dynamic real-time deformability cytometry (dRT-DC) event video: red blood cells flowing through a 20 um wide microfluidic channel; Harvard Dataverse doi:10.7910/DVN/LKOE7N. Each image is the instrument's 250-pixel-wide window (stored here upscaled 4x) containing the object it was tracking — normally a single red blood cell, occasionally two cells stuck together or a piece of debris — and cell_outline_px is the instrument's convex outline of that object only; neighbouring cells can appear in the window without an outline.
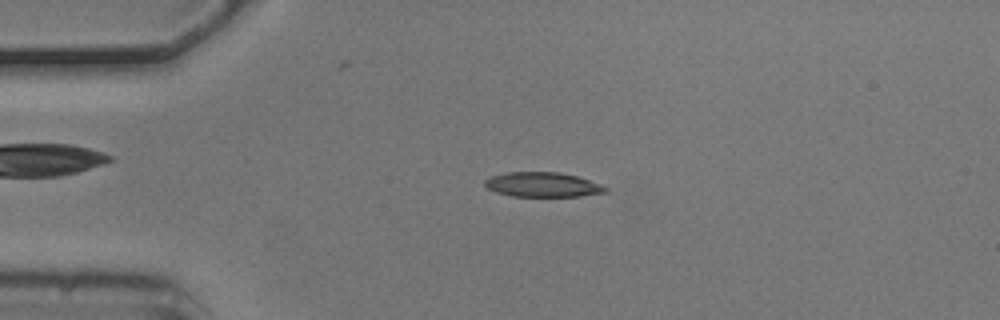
{"species": "common noctule bat (a hibernating species)", "species_latin": "Nyctalus noctula", "temperature_condition": "cold", "stored_images_in_passage": 2, "camera_frame_rate_fps": 3000, "um_per_image_px": 0.085, "animal": {"sex": "male", "body_mass_g": 20.5, "forearm_length_mm": 52.5}, "frame": {"image": 1, "passage_image": 1, "time_ms": 0.0, "image_size_px": [1000, 320], "cell_outline_px": [[608, 192], [580, 196], [512, 196], [496, 192], [488, 188], [484, 184], [484, 180], [492, 176], [508, 172], [560, 172], [576, 176], [600, 184], [608, 188]], "centroid_in_image_um": [46.13, 15.69], "position_along_channel_um": 38.9, "area_um2": 17.22}}
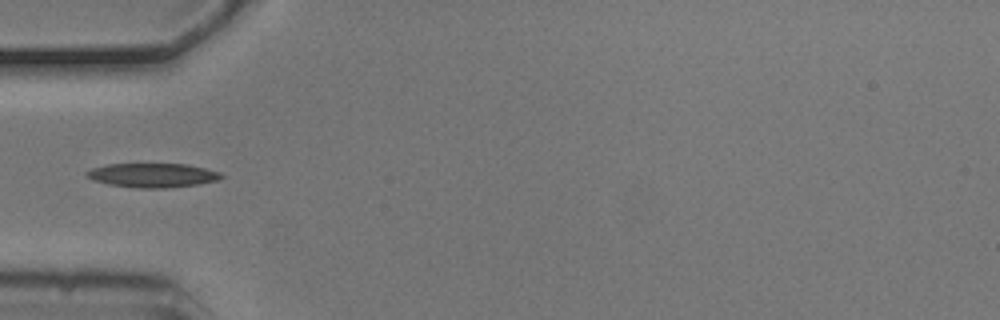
{"frame": {"image": 2, "passage_image": 2, "time_ms": 0.333, "image_size_px": [1000, 320], "cell_outline_px": [[224, 176], [216, 180], [196, 184], [168, 188], [136, 188], [108, 184], [92, 180], [84, 172], [92, 168], [108, 164], [184, 164], [204, 168], [220, 172]], "centroid_in_image_um": [12.93, 14.9], "position_along_channel_um": 72.1, "area_um2": 18.79}}